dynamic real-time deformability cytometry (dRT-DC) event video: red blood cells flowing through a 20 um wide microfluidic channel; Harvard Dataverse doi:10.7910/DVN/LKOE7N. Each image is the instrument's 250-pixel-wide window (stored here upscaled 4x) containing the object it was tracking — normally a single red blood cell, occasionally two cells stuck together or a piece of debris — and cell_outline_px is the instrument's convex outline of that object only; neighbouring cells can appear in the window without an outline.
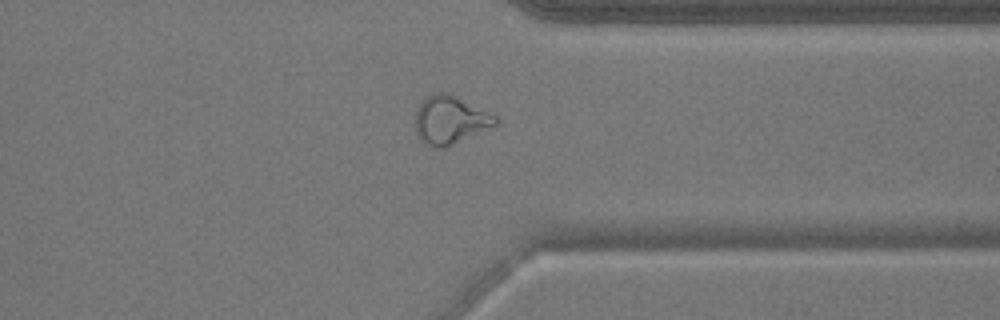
{"species": "common noctule bat (a hibernating species)", "species_latin": "Nyctalus noctula", "temperature_condition": "warm", "stored_images_in_passage": 44, "camera_frame_rate_fps": 3000, "um_per_image_px": 0.085, "animal": {"sex": "male", "body_mass_g": 17.9}, "frame": {"image": 1, "passage_image": 33, "time_ms": 10.667, "image_size_px": [1000, 320], "cell_outline_px": [[500, 124], [444, 148], [428, 148], [420, 140], [416, 132], [416, 108], [432, 92], [448, 92], [496, 116]], "centroid_in_image_um": [38.25, 10.22], "position_along_channel_um": 373.1, "area_um2": 22.66}}
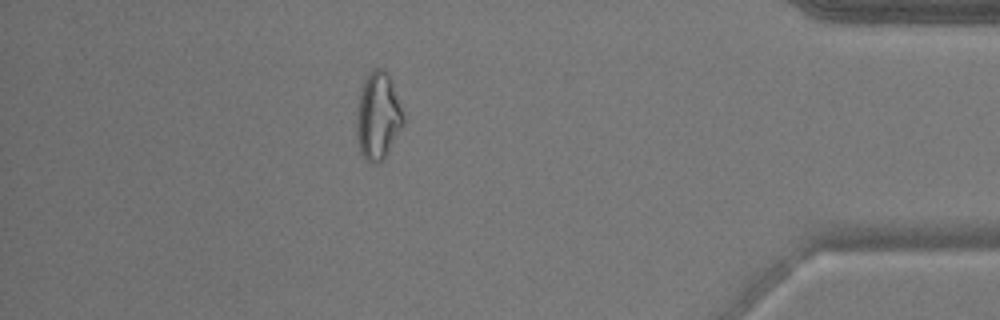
{"frame": {"image": 2, "passage_image": 38, "time_ms": 12.333, "image_size_px": [1000, 320], "cell_outline_px": [[404, 124], [384, 160], [376, 164], [372, 164], [360, 152], [356, 128], [356, 120], [360, 92], [364, 80], [368, 72], [372, 68], [384, 68], [388, 72], [392, 80], [404, 116]], "centroid_in_image_um": [32.14, 9.84], "position_along_channel_um": 403.1, "area_um2": 23.99}}